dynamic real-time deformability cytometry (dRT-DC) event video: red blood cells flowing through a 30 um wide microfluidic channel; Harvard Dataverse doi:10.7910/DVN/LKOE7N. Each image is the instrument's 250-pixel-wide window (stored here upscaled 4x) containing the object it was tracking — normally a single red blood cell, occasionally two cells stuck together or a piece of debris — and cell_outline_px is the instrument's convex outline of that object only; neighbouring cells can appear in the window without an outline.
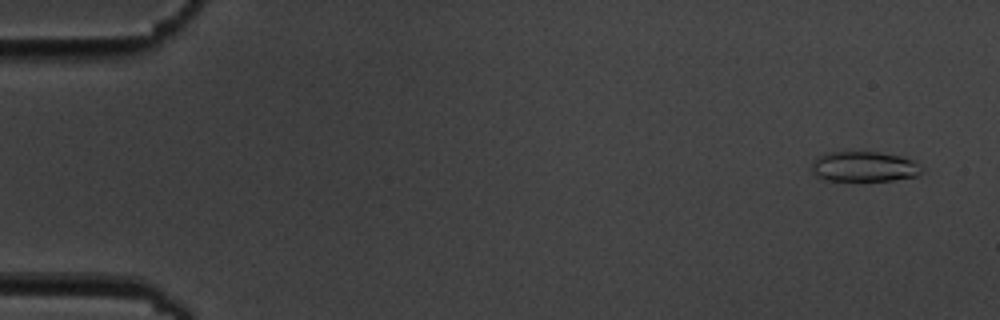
{"species": "common noctule bat (a hibernating species)", "species_latin": "Nyctalus noctula", "temperature_condition": "cold", "stored_images_in_passage": 5, "camera_frame_rate_fps": 3000, "um_per_image_px": 0.085, "animal": {"sex": "male", "body_mass_g": 19.5, "forearm_length_mm": 54.6}, "frame": {"image": 1, "passage_image": 1, "time_ms": 0.0, "image_size_px": [1000, 320], "cell_outline_px": [[924, 172], [916, 176], [892, 180], [856, 184], [820, 180], [812, 172], [812, 160], [816, 156], [828, 152], [876, 152], [900, 156], [916, 160], [924, 168]], "centroid_in_image_um": [73.42, 14.22], "position_along_channel_um": 11.6, "area_um2": 20.69}}